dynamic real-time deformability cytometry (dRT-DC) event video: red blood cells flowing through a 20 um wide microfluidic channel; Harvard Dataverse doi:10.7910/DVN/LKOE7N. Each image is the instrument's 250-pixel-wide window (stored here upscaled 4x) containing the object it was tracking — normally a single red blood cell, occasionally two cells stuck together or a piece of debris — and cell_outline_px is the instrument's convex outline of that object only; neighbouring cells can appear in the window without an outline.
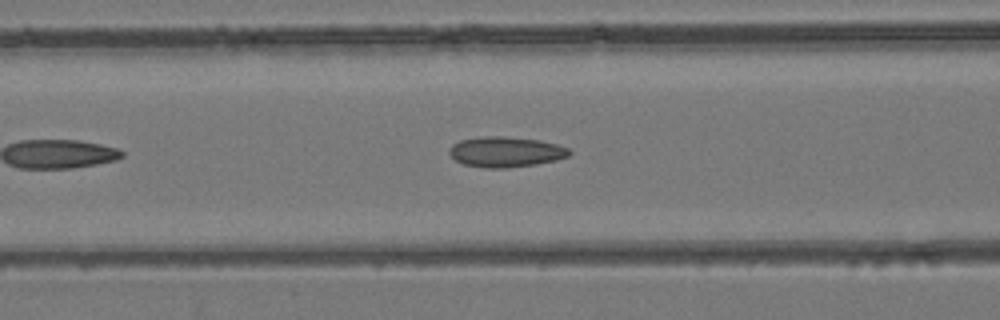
{"species": "common noctule bat (a hibernating species)", "species_latin": "Nyctalus noctula", "temperature_condition": "room temperature", "stored_images_in_passage": 21, "camera_frame_rate_fps": 3000, "um_per_image_px": 0.085, "animal": {"sex": "female", "body_mass_g": 24.6, "forearm_length_mm": 56.2}, "frame": {"image": 1, "passage_image": 9, "time_ms": 2.667, "image_size_px": [1000, 320], "cell_outline_px": [[572, 152], [568, 156], [556, 160], [536, 164], [508, 168], [484, 168], [464, 164], [456, 160], [448, 152], [448, 148], [452, 144], [460, 140], [488, 136], [500, 136], [540, 140], [556, 144], [568, 148]], "centroid_in_image_um": [42.98, 12.91], "position_along_channel_um": 123.6, "area_um2": 21.21}}
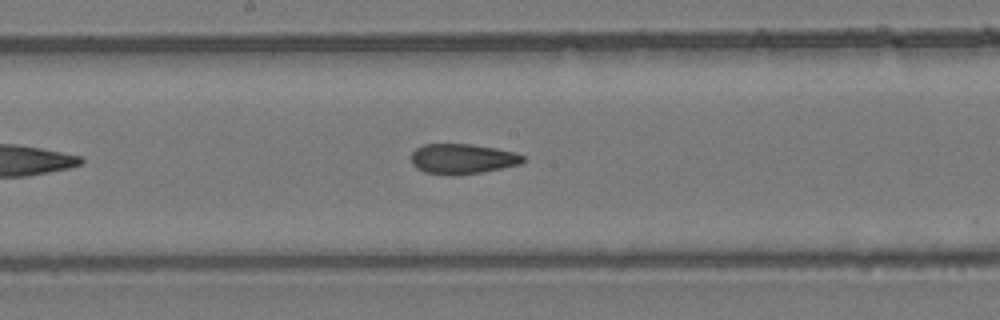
{"frame": {"image": 2, "passage_image": 15, "time_ms": 4.667, "image_size_px": [1000, 320], "cell_outline_px": [[524, 160], [520, 164], [480, 172], [452, 176], [424, 172], [416, 168], [412, 164], [412, 152], [416, 148], [424, 144], [472, 144], [496, 148], [516, 152], [524, 156]], "centroid_in_image_um": [39.29, 13.5], "position_along_channel_um": 208.9, "area_um2": 19.65}}
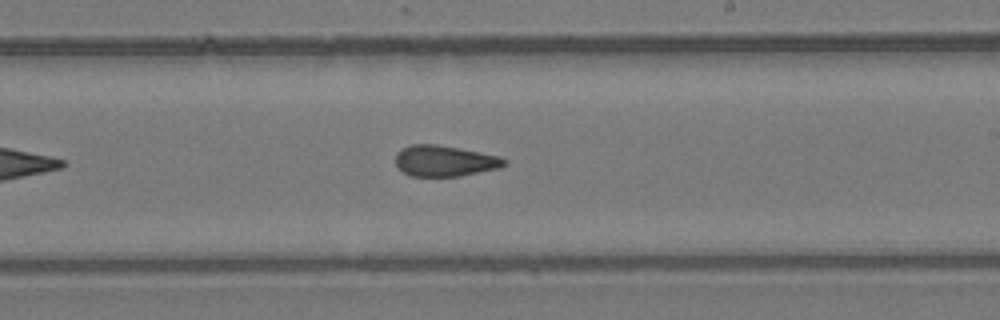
{"frame": {"image": 3, "passage_image": 18, "time_ms": 5.667, "image_size_px": [1000, 320], "cell_outline_px": [[508, 164], [500, 168], [460, 176], [408, 176], [396, 164], [396, 152], [412, 144], [436, 144], [500, 156], [508, 160]], "centroid_in_image_um": [37.83, 13.68], "position_along_channel_um": 251.2, "area_um2": 19.59}}